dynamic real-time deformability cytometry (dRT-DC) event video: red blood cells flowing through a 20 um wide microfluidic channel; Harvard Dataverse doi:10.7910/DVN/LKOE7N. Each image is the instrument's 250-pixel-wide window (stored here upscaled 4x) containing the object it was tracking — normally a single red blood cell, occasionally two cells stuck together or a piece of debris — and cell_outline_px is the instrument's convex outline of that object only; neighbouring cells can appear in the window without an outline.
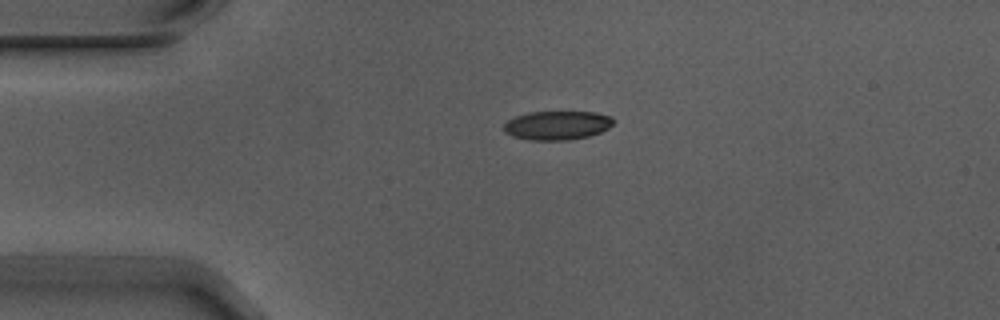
{"species": "Egyptian fruit bat (a non-hibernating species)", "species_latin": "Rousettus aegyptiacus", "temperature_condition": "warm", "stored_images_in_passage": 2, "camera_frame_rate_fps": 3000, "um_per_image_px": 0.085, "animal": {"sex": "male"}, "frame": {"image": 1, "passage_image": 1, "time_ms": 0.0, "image_size_px": [1000, 320], "cell_outline_px": [[612, 124], [608, 128], [600, 132], [588, 136], [568, 140], [528, 140], [512, 136], [504, 132], [504, 124], [508, 120], [516, 116], [528, 112], [596, 112], [612, 116]], "centroid_in_image_um": [47.34, 10.65], "position_along_channel_um": 37.7, "area_um2": 18.44}}